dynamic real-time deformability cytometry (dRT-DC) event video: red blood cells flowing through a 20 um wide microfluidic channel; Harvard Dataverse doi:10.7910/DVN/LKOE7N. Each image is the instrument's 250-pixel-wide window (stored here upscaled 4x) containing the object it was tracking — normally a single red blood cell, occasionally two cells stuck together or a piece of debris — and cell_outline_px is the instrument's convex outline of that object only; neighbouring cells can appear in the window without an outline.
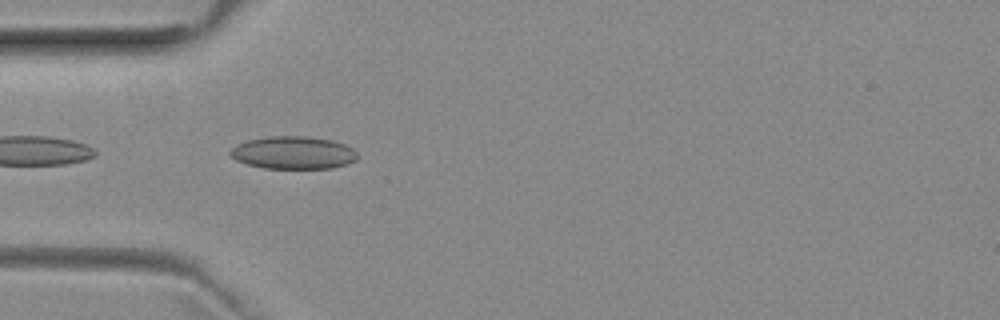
{"species": "common noctule bat (a hibernating species)", "species_latin": "Nyctalus noctula", "temperature_condition": "room temperature", "stored_images_in_passage": 50, "camera_frame_rate_fps": 3000, "um_per_image_px": 0.085, "animal": {"sex": "female", "body_mass_g": 29.2, "forearm_length_mm": 56.3}, "frame": {"image": 1, "passage_image": 14, "time_ms": 4.333, "image_size_px": [1000, 320], "cell_outline_px": [[356, 160], [348, 164], [332, 168], [264, 168], [248, 164], [236, 160], [228, 152], [236, 144], [248, 140], [268, 136], [304, 136], [332, 140], [344, 144], [352, 148], [356, 152]], "centroid_in_image_um": [24.92, 12.97], "position_along_channel_um": 60.1, "area_um2": 24.16}}
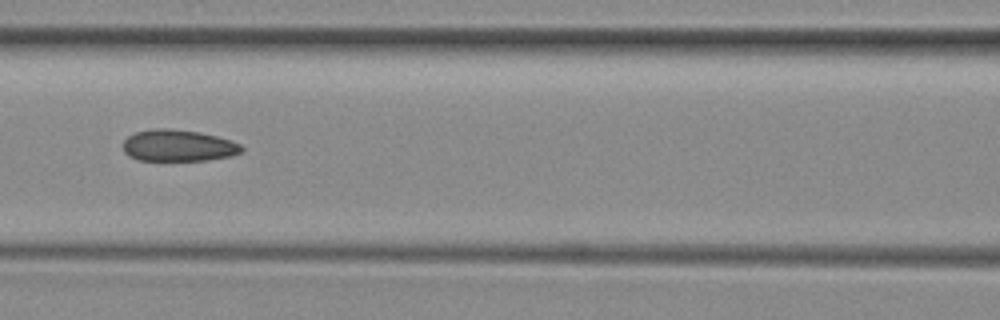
{"frame": {"image": 2, "passage_image": 21, "time_ms": 6.667, "image_size_px": [1000, 320], "cell_outline_px": [[244, 148], [240, 152], [232, 156], [208, 160], [140, 160], [128, 156], [124, 152], [124, 140], [128, 136], [136, 132], [152, 128], [168, 128], [200, 132], [232, 140], [240, 144]], "centroid_in_image_um": [15.16, 12.37], "position_along_channel_um": 151.4, "area_um2": 21.91}}
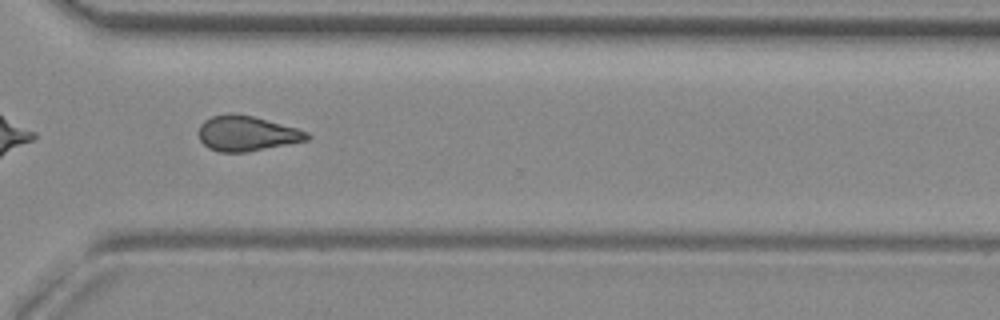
{"frame": {"image": 3, "passage_image": 36, "time_ms": 11.667, "image_size_px": [1000, 320], "cell_outline_px": [[312, 136], [308, 140], [248, 152], [220, 152], [208, 148], [200, 140], [200, 124], [204, 120], [212, 116], [228, 112], [236, 112], [252, 116], [296, 128], [308, 132]], "centroid_in_image_um": [20.97, 11.33], "position_along_channel_um": 349.6, "area_um2": 22.25}, "authors_computed_cell_mechanics": {"area_um2": 22.253, "velocity_mm_per_s": 3.973, "shape_relaxation_time_tau1_ms": null, "shape_relaxation_time_tau2_ms": 2.9863, "deformation_change_tau1": null, "deformation_change_tau2": 0.1109}}